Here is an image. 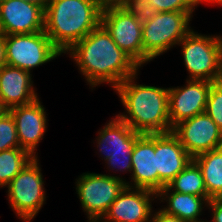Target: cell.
I'll return each mask as SVG.
<instances>
[{"label": "cell", "instance_id": "6da1fadb", "mask_svg": "<svg viewBox=\"0 0 222 222\" xmlns=\"http://www.w3.org/2000/svg\"><path fill=\"white\" fill-rule=\"evenodd\" d=\"M66 53H70L92 89L105 82L115 89L128 77L137 74L140 68L116 45L101 24Z\"/></svg>", "mask_w": 222, "mask_h": 222}, {"label": "cell", "instance_id": "7a4b0ae2", "mask_svg": "<svg viewBox=\"0 0 222 222\" xmlns=\"http://www.w3.org/2000/svg\"><path fill=\"white\" fill-rule=\"evenodd\" d=\"M138 73L128 77L114 90L118 94L125 112L116 115L134 131L142 134L169 133L168 88L138 84L134 81Z\"/></svg>", "mask_w": 222, "mask_h": 222}, {"label": "cell", "instance_id": "3957f363", "mask_svg": "<svg viewBox=\"0 0 222 222\" xmlns=\"http://www.w3.org/2000/svg\"><path fill=\"white\" fill-rule=\"evenodd\" d=\"M102 8L93 0H49L44 32L53 45L66 52L101 24Z\"/></svg>", "mask_w": 222, "mask_h": 222}, {"label": "cell", "instance_id": "277c9868", "mask_svg": "<svg viewBox=\"0 0 222 222\" xmlns=\"http://www.w3.org/2000/svg\"><path fill=\"white\" fill-rule=\"evenodd\" d=\"M193 12H157L142 26L143 64L178 45L192 30Z\"/></svg>", "mask_w": 222, "mask_h": 222}, {"label": "cell", "instance_id": "5b68a950", "mask_svg": "<svg viewBox=\"0 0 222 222\" xmlns=\"http://www.w3.org/2000/svg\"><path fill=\"white\" fill-rule=\"evenodd\" d=\"M178 45L189 79L214 83L222 62V36L202 35L192 29Z\"/></svg>", "mask_w": 222, "mask_h": 222}, {"label": "cell", "instance_id": "8992f818", "mask_svg": "<svg viewBox=\"0 0 222 222\" xmlns=\"http://www.w3.org/2000/svg\"><path fill=\"white\" fill-rule=\"evenodd\" d=\"M38 157L33 158L6 186L17 217L30 222L45 203L44 179Z\"/></svg>", "mask_w": 222, "mask_h": 222}, {"label": "cell", "instance_id": "52a82bcc", "mask_svg": "<svg viewBox=\"0 0 222 222\" xmlns=\"http://www.w3.org/2000/svg\"><path fill=\"white\" fill-rule=\"evenodd\" d=\"M76 181V193L88 220L101 219L127 182L119 176L89 172Z\"/></svg>", "mask_w": 222, "mask_h": 222}, {"label": "cell", "instance_id": "ba28073f", "mask_svg": "<svg viewBox=\"0 0 222 222\" xmlns=\"http://www.w3.org/2000/svg\"><path fill=\"white\" fill-rule=\"evenodd\" d=\"M5 47L7 65L30 73L34 67L42 66L62 54L44 31L5 35Z\"/></svg>", "mask_w": 222, "mask_h": 222}, {"label": "cell", "instance_id": "9c48e42d", "mask_svg": "<svg viewBox=\"0 0 222 222\" xmlns=\"http://www.w3.org/2000/svg\"><path fill=\"white\" fill-rule=\"evenodd\" d=\"M101 25L116 45L140 68L143 65L142 25L122 6L102 8Z\"/></svg>", "mask_w": 222, "mask_h": 222}, {"label": "cell", "instance_id": "30bf717a", "mask_svg": "<svg viewBox=\"0 0 222 222\" xmlns=\"http://www.w3.org/2000/svg\"><path fill=\"white\" fill-rule=\"evenodd\" d=\"M172 133L192 158L222 147V130L206 113L179 122Z\"/></svg>", "mask_w": 222, "mask_h": 222}, {"label": "cell", "instance_id": "8fae6325", "mask_svg": "<svg viewBox=\"0 0 222 222\" xmlns=\"http://www.w3.org/2000/svg\"><path fill=\"white\" fill-rule=\"evenodd\" d=\"M186 83L183 87L168 88L171 128L183 120L205 113L208 93L213 82L187 79Z\"/></svg>", "mask_w": 222, "mask_h": 222}, {"label": "cell", "instance_id": "7c38bea8", "mask_svg": "<svg viewBox=\"0 0 222 222\" xmlns=\"http://www.w3.org/2000/svg\"><path fill=\"white\" fill-rule=\"evenodd\" d=\"M157 193L125 186L101 218L104 222H150Z\"/></svg>", "mask_w": 222, "mask_h": 222}, {"label": "cell", "instance_id": "4fadbf2b", "mask_svg": "<svg viewBox=\"0 0 222 222\" xmlns=\"http://www.w3.org/2000/svg\"><path fill=\"white\" fill-rule=\"evenodd\" d=\"M155 155L157 193L193 160L172 132L155 134Z\"/></svg>", "mask_w": 222, "mask_h": 222}, {"label": "cell", "instance_id": "5bb4252c", "mask_svg": "<svg viewBox=\"0 0 222 222\" xmlns=\"http://www.w3.org/2000/svg\"><path fill=\"white\" fill-rule=\"evenodd\" d=\"M45 10L25 0H0V26L3 35L44 31Z\"/></svg>", "mask_w": 222, "mask_h": 222}, {"label": "cell", "instance_id": "9a60e30c", "mask_svg": "<svg viewBox=\"0 0 222 222\" xmlns=\"http://www.w3.org/2000/svg\"><path fill=\"white\" fill-rule=\"evenodd\" d=\"M39 99L8 109L15 121L20 148L28 151L34 158L38 157L36 150L47 131L48 121Z\"/></svg>", "mask_w": 222, "mask_h": 222}, {"label": "cell", "instance_id": "2e32d148", "mask_svg": "<svg viewBox=\"0 0 222 222\" xmlns=\"http://www.w3.org/2000/svg\"><path fill=\"white\" fill-rule=\"evenodd\" d=\"M131 162V181L126 182V186L157 193L155 134H142L136 140Z\"/></svg>", "mask_w": 222, "mask_h": 222}, {"label": "cell", "instance_id": "e0dca14e", "mask_svg": "<svg viewBox=\"0 0 222 222\" xmlns=\"http://www.w3.org/2000/svg\"><path fill=\"white\" fill-rule=\"evenodd\" d=\"M32 74L18 67L5 65L0 68V101L8 110L14 106L26 105L37 98Z\"/></svg>", "mask_w": 222, "mask_h": 222}, {"label": "cell", "instance_id": "ac0fdd59", "mask_svg": "<svg viewBox=\"0 0 222 222\" xmlns=\"http://www.w3.org/2000/svg\"><path fill=\"white\" fill-rule=\"evenodd\" d=\"M142 135L115 116L98 131L97 148L104 161L111 155L132 153L136 140ZM104 154V155H103Z\"/></svg>", "mask_w": 222, "mask_h": 222}, {"label": "cell", "instance_id": "d6986e66", "mask_svg": "<svg viewBox=\"0 0 222 222\" xmlns=\"http://www.w3.org/2000/svg\"><path fill=\"white\" fill-rule=\"evenodd\" d=\"M157 198L162 199L161 202H167V206L162 208L167 214L177 216L184 222H206L199 217L202 210L208 206L210 197L175 192L165 186L157 193Z\"/></svg>", "mask_w": 222, "mask_h": 222}, {"label": "cell", "instance_id": "ffe728a7", "mask_svg": "<svg viewBox=\"0 0 222 222\" xmlns=\"http://www.w3.org/2000/svg\"><path fill=\"white\" fill-rule=\"evenodd\" d=\"M193 160L201 168L207 195L212 198L222 191V147L201 153Z\"/></svg>", "mask_w": 222, "mask_h": 222}, {"label": "cell", "instance_id": "44dd1931", "mask_svg": "<svg viewBox=\"0 0 222 222\" xmlns=\"http://www.w3.org/2000/svg\"><path fill=\"white\" fill-rule=\"evenodd\" d=\"M172 191L209 197L201 168L192 160L168 185Z\"/></svg>", "mask_w": 222, "mask_h": 222}, {"label": "cell", "instance_id": "7402d4cb", "mask_svg": "<svg viewBox=\"0 0 222 222\" xmlns=\"http://www.w3.org/2000/svg\"><path fill=\"white\" fill-rule=\"evenodd\" d=\"M33 158L23 148L0 151V188H5Z\"/></svg>", "mask_w": 222, "mask_h": 222}, {"label": "cell", "instance_id": "603a6c76", "mask_svg": "<svg viewBox=\"0 0 222 222\" xmlns=\"http://www.w3.org/2000/svg\"><path fill=\"white\" fill-rule=\"evenodd\" d=\"M20 148L14 118L6 110L0 116V151Z\"/></svg>", "mask_w": 222, "mask_h": 222}, {"label": "cell", "instance_id": "cb8c5ba5", "mask_svg": "<svg viewBox=\"0 0 222 222\" xmlns=\"http://www.w3.org/2000/svg\"><path fill=\"white\" fill-rule=\"evenodd\" d=\"M122 7L132 14L142 26L157 14V11L149 5V0H124Z\"/></svg>", "mask_w": 222, "mask_h": 222}, {"label": "cell", "instance_id": "d4e9b609", "mask_svg": "<svg viewBox=\"0 0 222 222\" xmlns=\"http://www.w3.org/2000/svg\"><path fill=\"white\" fill-rule=\"evenodd\" d=\"M205 113L222 130V89L215 83L211 85L209 90Z\"/></svg>", "mask_w": 222, "mask_h": 222}, {"label": "cell", "instance_id": "484cf974", "mask_svg": "<svg viewBox=\"0 0 222 222\" xmlns=\"http://www.w3.org/2000/svg\"><path fill=\"white\" fill-rule=\"evenodd\" d=\"M149 5L157 12H195L193 0H149Z\"/></svg>", "mask_w": 222, "mask_h": 222}, {"label": "cell", "instance_id": "4316f807", "mask_svg": "<svg viewBox=\"0 0 222 222\" xmlns=\"http://www.w3.org/2000/svg\"><path fill=\"white\" fill-rule=\"evenodd\" d=\"M132 153L119 154V155H111L109 159L105 161V163L109 166L108 170L120 171V172H130L132 170V162H131ZM118 168V169H117Z\"/></svg>", "mask_w": 222, "mask_h": 222}, {"label": "cell", "instance_id": "83f0119b", "mask_svg": "<svg viewBox=\"0 0 222 222\" xmlns=\"http://www.w3.org/2000/svg\"><path fill=\"white\" fill-rule=\"evenodd\" d=\"M150 222H184L180 218L174 215L167 214L164 210L159 209L153 211Z\"/></svg>", "mask_w": 222, "mask_h": 222}, {"label": "cell", "instance_id": "f1b7e54d", "mask_svg": "<svg viewBox=\"0 0 222 222\" xmlns=\"http://www.w3.org/2000/svg\"><path fill=\"white\" fill-rule=\"evenodd\" d=\"M209 209H211L212 220L210 222H222V207L215 204L212 200L208 202ZM209 222V221H206Z\"/></svg>", "mask_w": 222, "mask_h": 222}, {"label": "cell", "instance_id": "f546056e", "mask_svg": "<svg viewBox=\"0 0 222 222\" xmlns=\"http://www.w3.org/2000/svg\"><path fill=\"white\" fill-rule=\"evenodd\" d=\"M7 64L6 61V47H5V35H0V68Z\"/></svg>", "mask_w": 222, "mask_h": 222}, {"label": "cell", "instance_id": "4dcf8cb0", "mask_svg": "<svg viewBox=\"0 0 222 222\" xmlns=\"http://www.w3.org/2000/svg\"><path fill=\"white\" fill-rule=\"evenodd\" d=\"M101 8L110 7V6H122L124 0H93Z\"/></svg>", "mask_w": 222, "mask_h": 222}, {"label": "cell", "instance_id": "1f68e13d", "mask_svg": "<svg viewBox=\"0 0 222 222\" xmlns=\"http://www.w3.org/2000/svg\"><path fill=\"white\" fill-rule=\"evenodd\" d=\"M25 1H27L28 3H31V4L40 6V7H42L44 10H45L48 2H49V0H25Z\"/></svg>", "mask_w": 222, "mask_h": 222}, {"label": "cell", "instance_id": "d6a6232c", "mask_svg": "<svg viewBox=\"0 0 222 222\" xmlns=\"http://www.w3.org/2000/svg\"><path fill=\"white\" fill-rule=\"evenodd\" d=\"M219 88L222 89V62L221 65L219 67L218 73H217V77L215 79L214 82Z\"/></svg>", "mask_w": 222, "mask_h": 222}, {"label": "cell", "instance_id": "836d02e7", "mask_svg": "<svg viewBox=\"0 0 222 222\" xmlns=\"http://www.w3.org/2000/svg\"><path fill=\"white\" fill-rule=\"evenodd\" d=\"M211 200L222 207V191H219L216 195H214Z\"/></svg>", "mask_w": 222, "mask_h": 222}, {"label": "cell", "instance_id": "e575fe53", "mask_svg": "<svg viewBox=\"0 0 222 222\" xmlns=\"http://www.w3.org/2000/svg\"><path fill=\"white\" fill-rule=\"evenodd\" d=\"M194 1V3H195V5L196 6H198V4L200 5V3L202 2H208V4L209 3H211V4H217L218 3V5H219V0H193Z\"/></svg>", "mask_w": 222, "mask_h": 222}, {"label": "cell", "instance_id": "d590c367", "mask_svg": "<svg viewBox=\"0 0 222 222\" xmlns=\"http://www.w3.org/2000/svg\"><path fill=\"white\" fill-rule=\"evenodd\" d=\"M7 109L2 105L0 101V116L6 111Z\"/></svg>", "mask_w": 222, "mask_h": 222}, {"label": "cell", "instance_id": "8d00e7d4", "mask_svg": "<svg viewBox=\"0 0 222 222\" xmlns=\"http://www.w3.org/2000/svg\"><path fill=\"white\" fill-rule=\"evenodd\" d=\"M88 222H104L101 219H89Z\"/></svg>", "mask_w": 222, "mask_h": 222}]
</instances>
